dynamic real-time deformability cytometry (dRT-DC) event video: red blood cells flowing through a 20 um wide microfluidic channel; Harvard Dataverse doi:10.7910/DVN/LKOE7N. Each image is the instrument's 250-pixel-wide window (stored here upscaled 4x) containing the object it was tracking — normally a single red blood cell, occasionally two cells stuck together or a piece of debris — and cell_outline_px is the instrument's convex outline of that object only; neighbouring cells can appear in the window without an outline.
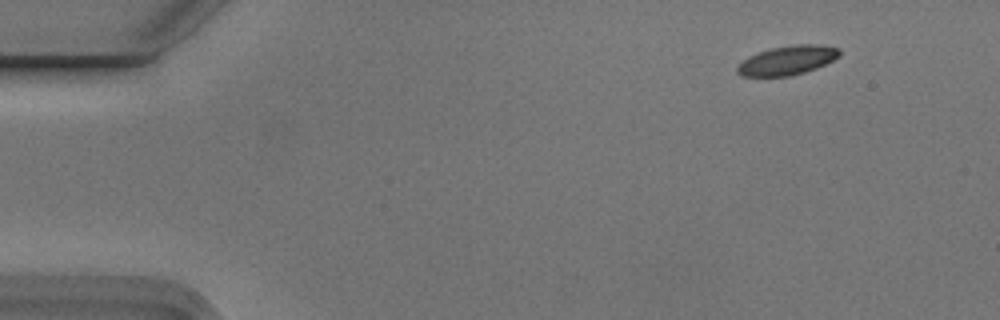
{"species": "Egyptian fruit bat (a non-hibernating species)", "species_latin": "Rousettus aegyptiacus", "temperature_condition": "cold", "stored_images_in_passage": 3, "segment_of_instrument_passage": [2, 2], "camera_frame_rate_fps": 3000, "um_per_image_px": 0.085, "animal": {"sex": "male"}, "frame": {"image": 1, "passage_image": 3, "time_ms": 0.667, "image_size_px": [1000, 320], "cell_outline_px": [[840, 56], [816, 68], [792, 76], [740, 76], [736, 72], [736, 68], [748, 56], [772, 48], [792, 44], [820, 44], [840, 48]], "centroid_in_image_um": [66.94, 5.12], "position_along_channel_um": 18.1, "area_um2": 17.34}}